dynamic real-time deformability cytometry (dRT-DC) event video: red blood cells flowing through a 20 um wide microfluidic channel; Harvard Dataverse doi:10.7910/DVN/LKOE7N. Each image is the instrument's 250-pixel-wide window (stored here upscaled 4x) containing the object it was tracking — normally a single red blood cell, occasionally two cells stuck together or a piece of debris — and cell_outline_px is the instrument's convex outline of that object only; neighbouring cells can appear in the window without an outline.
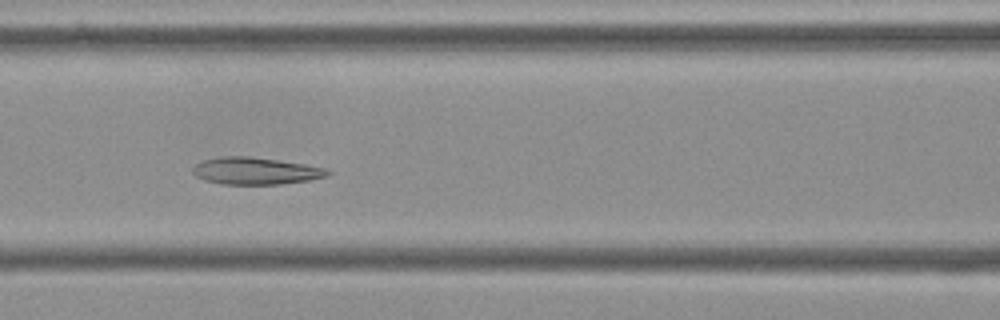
{"species": "Egyptian fruit bat (a non-hibernating species)", "species_latin": "Rousettus aegyptiacus", "temperature_condition": "cold", "stored_images_in_passage": 7, "camera_frame_rate_fps": 3000, "um_per_image_px": 0.085, "frame": {"image": 1, "passage_image": 6, "time_ms": 1.667, "image_size_px": [1000, 320], "cell_outline_px": [[332, 172], [328, 176], [312, 180], [280, 184], [224, 184], [204, 180], [196, 176], [192, 172], [192, 168], [196, 164], [204, 160], [220, 156], [248, 156], [304, 164], [324, 168]], "centroid_in_image_um": [21.72, 14.53], "position_along_channel_um": 144.9, "area_um2": 21.21}}
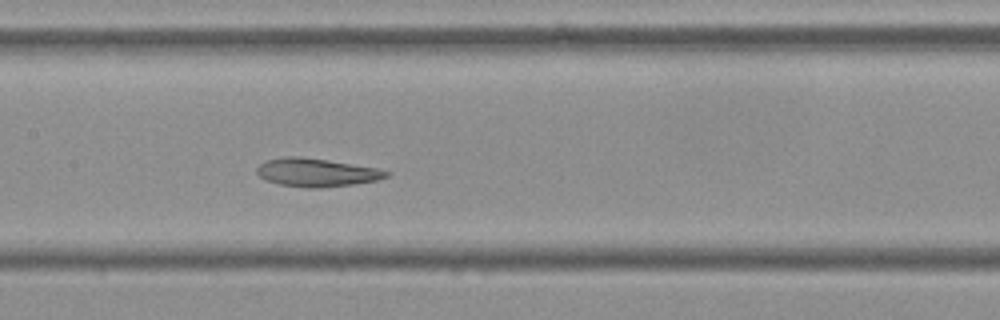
{"frame": {"image": 2, "passage_image": 7, "time_ms": 2.0, "image_size_px": [1000, 320], "cell_outline_px": [[392, 172], [388, 176], [376, 180], [352, 184], [320, 188], [308, 188], [280, 184], [268, 180], [260, 176], [256, 172], [256, 168], [264, 160], [288, 156], [300, 156], [328, 160], [376, 168]], "centroid_in_image_um": [26.89, 14.65], "position_along_channel_um": 180.5, "area_um2": 21.15}}